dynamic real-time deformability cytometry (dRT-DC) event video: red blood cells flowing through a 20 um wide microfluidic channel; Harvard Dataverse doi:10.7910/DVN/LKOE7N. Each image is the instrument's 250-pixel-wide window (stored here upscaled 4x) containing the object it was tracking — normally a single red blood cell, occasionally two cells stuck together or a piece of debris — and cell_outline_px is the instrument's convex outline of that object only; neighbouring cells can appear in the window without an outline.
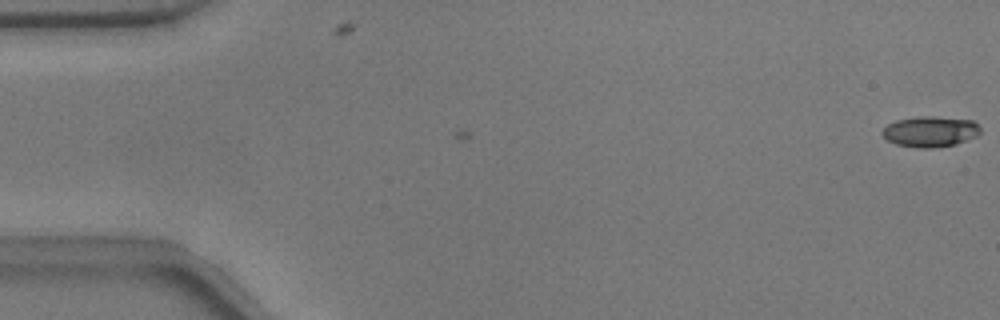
{"species": "common noctule bat (a hibernating species)", "species_latin": "Nyctalus noctula", "temperature_condition": "warm", "stored_images_in_passage": 4, "camera_frame_rate_fps": 3000, "um_per_image_px": 0.085, "animal": {"sex": "male", "body_mass_g": 17.9}, "frame": {"image": 1, "passage_image": 4, "time_ms": 1.0, "image_size_px": [1000, 320], "cell_outline_px": [[980, 132], [976, 136], [956, 144], [932, 148], [916, 148], [896, 144], [888, 140], [880, 132], [888, 124], [896, 120], [916, 116], [932, 116], [972, 120], [980, 128]], "centroid_in_image_um": [79.05, 11.18], "position_along_channel_um": 6.0, "area_um2": 17.51}}